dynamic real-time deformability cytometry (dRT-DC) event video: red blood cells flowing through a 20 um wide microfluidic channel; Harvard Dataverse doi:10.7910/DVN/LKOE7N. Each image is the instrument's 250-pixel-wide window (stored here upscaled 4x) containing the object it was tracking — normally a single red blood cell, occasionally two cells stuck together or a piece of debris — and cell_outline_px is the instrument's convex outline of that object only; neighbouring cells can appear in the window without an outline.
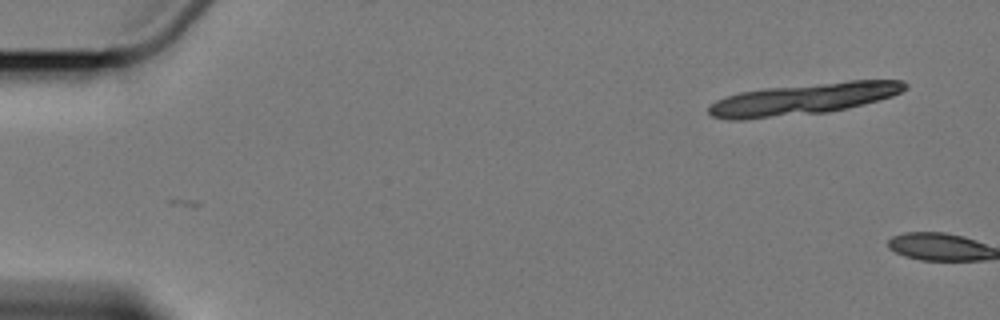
{"species": "Egyptian fruit bat (a non-hibernating species)", "species_latin": "Rousettus aegyptiacus", "temperature_condition": "cold", "stored_images_in_passage": 5, "camera_frame_rate_fps": 3000, "um_per_image_px": 0.085, "animal": {"sex": "female"}, "frame": {"image": 1, "passage_image": 1, "time_ms": 0.0, "image_size_px": [1000, 320], "cell_outline_px": [[908, 88], [892, 96], [848, 108], [828, 112], [744, 120], [728, 120], [712, 116], [708, 112], [708, 108], [716, 100], [724, 96], [740, 92], [768, 88], [848, 80], [904, 80], [908, 84]], "centroid_in_image_um": [68.28, 8.41], "position_along_channel_um": 16.7, "area_um2": 36.13}}